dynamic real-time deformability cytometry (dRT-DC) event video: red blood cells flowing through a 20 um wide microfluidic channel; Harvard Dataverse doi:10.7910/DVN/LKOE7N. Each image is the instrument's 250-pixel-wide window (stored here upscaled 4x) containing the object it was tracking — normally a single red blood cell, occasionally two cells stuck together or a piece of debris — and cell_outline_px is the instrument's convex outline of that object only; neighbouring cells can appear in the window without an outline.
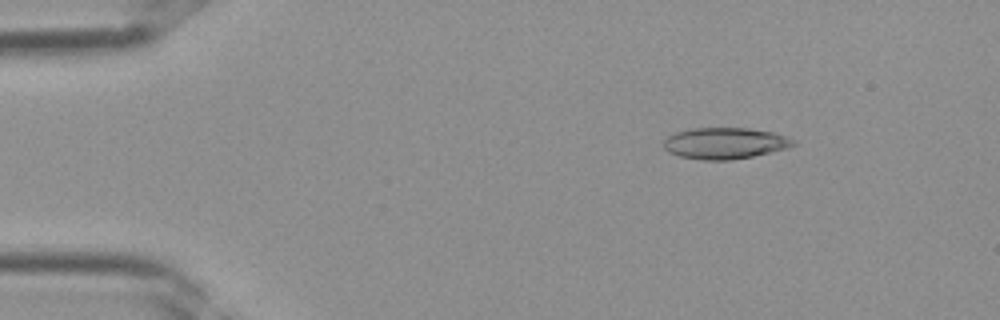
{"species": "Egyptian fruit bat (a non-hibernating species)", "species_latin": "Rousettus aegyptiacus", "temperature_condition": "room temperature", "stored_images_in_passage": 37, "camera_frame_rate_fps": 3000, "um_per_image_px": 0.085, "frame": {"image": 1, "passage_image": 5, "time_ms": 1.333, "image_size_px": [1000, 320], "cell_outline_px": [[796, 144], [784, 148], [752, 156], [732, 160], [700, 160], [676, 156], [668, 152], [664, 148], [664, 140], [668, 136], [676, 132], [692, 128], [748, 128], [772, 132], [796, 140]], "centroid_in_image_um": [61.55, 12.18], "position_along_channel_um": 23.4, "area_um2": 23.58}}
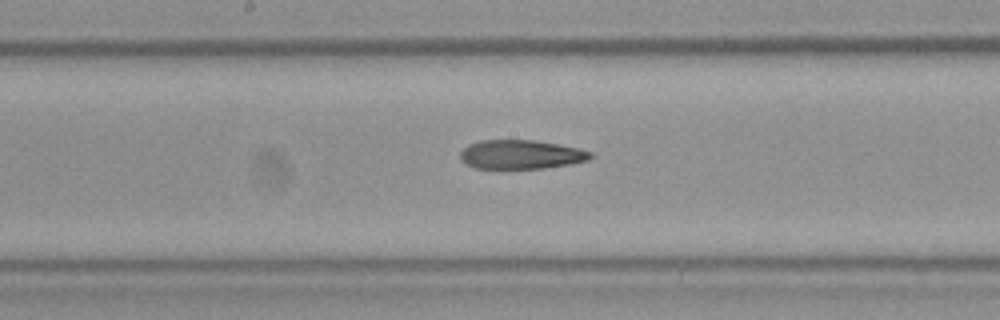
{"frame": {"image": 2, "passage_image": 19, "time_ms": 6.0, "image_size_px": [1000, 320], "cell_outline_px": [[596, 156], [588, 160], [572, 164], [544, 168], [476, 168], [460, 160], [460, 152], [468, 144], [480, 140], [536, 140], [576, 148], [592, 152]], "centroid_in_image_um": [44.3, 13.13], "position_along_channel_um": 203.9, "area_um2": 22.02}}
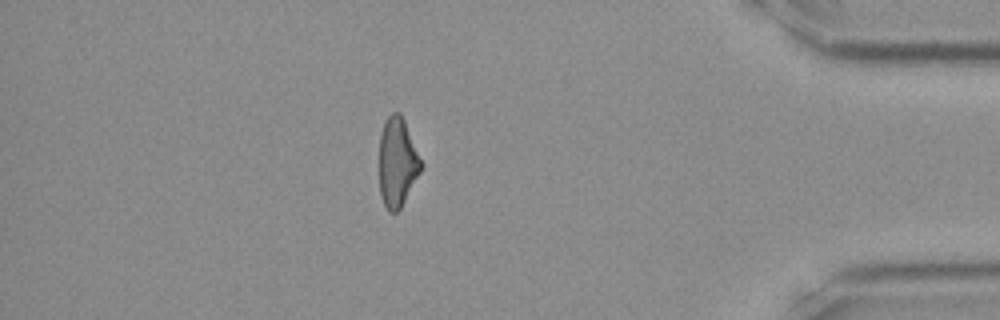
{"frame": {"image": 3, "passage_image": 32, "time_ms": 10.333, "image_size_px": [1000, 320], "cell_outline_px": [[424, 164], [420, 172], [400, 208], [396, 212], [388, 212], [380, 196], [380, 132], [384, 120], [392, 112], [400, 112], [404, 120]], "centroid_in_image_um": [33.77, 13.76], "position_along_channel_um": 401.4, "area_um2": 21.73}}